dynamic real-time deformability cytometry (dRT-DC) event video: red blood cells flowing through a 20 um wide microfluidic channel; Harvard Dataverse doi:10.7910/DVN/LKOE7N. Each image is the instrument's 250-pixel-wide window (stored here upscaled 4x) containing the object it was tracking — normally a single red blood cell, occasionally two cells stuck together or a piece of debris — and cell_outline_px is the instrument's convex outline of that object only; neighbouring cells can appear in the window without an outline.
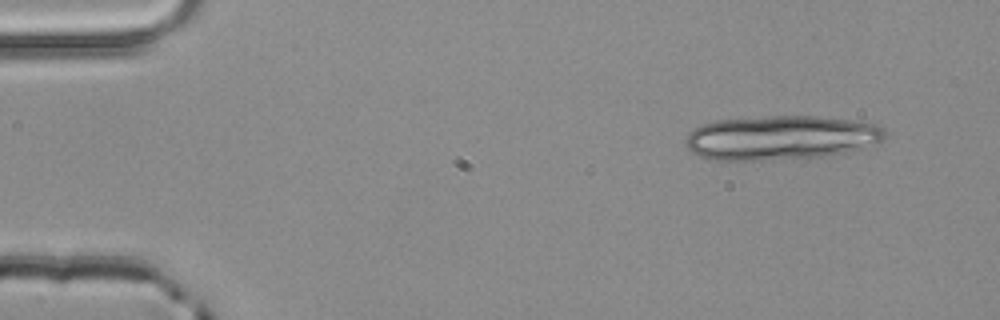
{"species": "common noctule bat (a hibernating species)", "species_latin": "Nyctalus noctula", "temperature_condition": "room temperature", "stored_images_in_passage": 2, "camera_frame_rate_fps": 3000, "um_per_image_px": 0.085, "animal": {"sex": "male", "body_mass_g": 20.4}, "frame": {"image": 1, "passage_image": 1, "time_ms": 0.0, "image_size_px": [1000, 320], "cell_outline_px": [[888, 136], [880, 144], [844, 152], [824, 156], [764, 160], [708, 160], [692, 152], [688, 148], [688, 132], [692, 128], [716, 120], [772, 116], [820, 116], [876, 124], [884, 128], [888, 132]], "centroid_in_image_um": [66.43, 11.7], "position_along_channel_um": 18.6, "area_um2": 51.62}}